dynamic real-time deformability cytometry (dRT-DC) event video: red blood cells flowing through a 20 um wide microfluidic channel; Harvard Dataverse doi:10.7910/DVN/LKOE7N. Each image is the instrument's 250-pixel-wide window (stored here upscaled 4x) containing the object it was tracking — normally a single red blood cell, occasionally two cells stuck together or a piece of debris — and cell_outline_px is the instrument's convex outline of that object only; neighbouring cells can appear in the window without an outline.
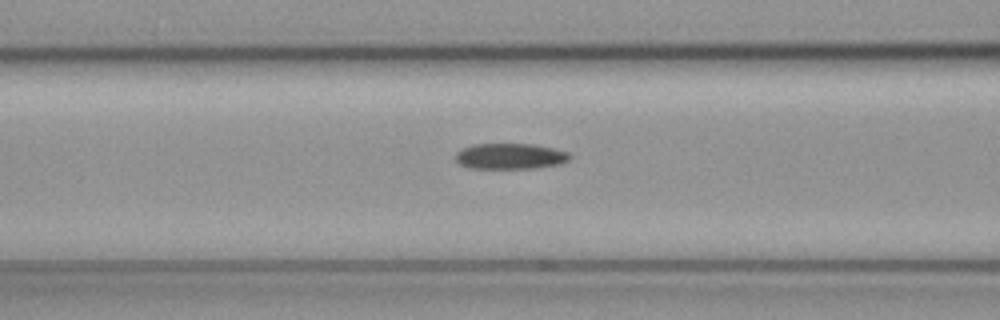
{"species": "common noctule bat (a hibernating species)", "species_latin": "Nyctalus noctula", "temperature_condition": "cold", "stored_images_in_passage": 22, "camera_frame_rate_fps": 3000, "um_per_image_px": 0.085, "animal": {"sex": "female", "body_mass_g": 19.3, "forearm_length_mm": 54.1}, "frame": {"image": 1, "passage_image": 13, "time_ms": 4.0, "image_size_px": [1000, 320], "cell_outline_px": [[572, 156], [568, 160], [560, 164], [540, 168], [468, 168], [460, 164], [456, 160], [456, 152], [472, 144], [532, 144], [552, 148], [568, 152]], "centroid_in_image_um": [43.38, 13.28], "position_along_channel_um": 123.2, "area_um2": 17.17}}
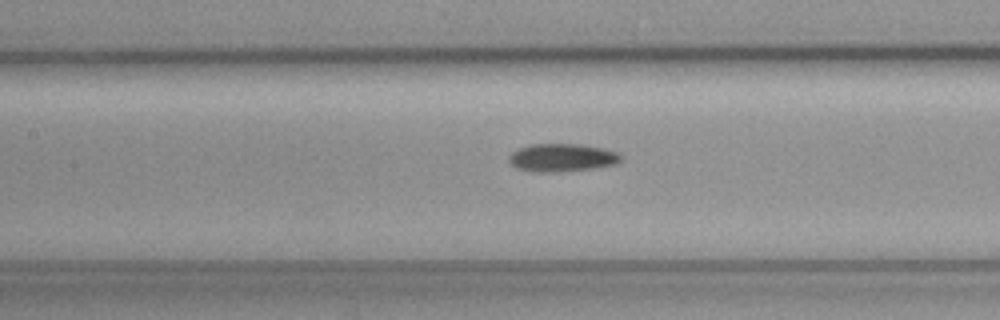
{"frame": {"image": 2, "passage_image": 16, "time_ms": 5.0, "image_size_px": [1000, 320], "cell_outline_px": [[624, 156], [616, 164], [596, 168], [556, 172], [532, 172], [516, 168], [508, 160], [508, 156], [512, 152], [520, 148], [532, 144], [584, 144], [604, 148], [620, 152]], "centroid_in_image_um": [47.82, 13.4], "position_along_channel_um": 159.6, "area_um2": 18.55}}